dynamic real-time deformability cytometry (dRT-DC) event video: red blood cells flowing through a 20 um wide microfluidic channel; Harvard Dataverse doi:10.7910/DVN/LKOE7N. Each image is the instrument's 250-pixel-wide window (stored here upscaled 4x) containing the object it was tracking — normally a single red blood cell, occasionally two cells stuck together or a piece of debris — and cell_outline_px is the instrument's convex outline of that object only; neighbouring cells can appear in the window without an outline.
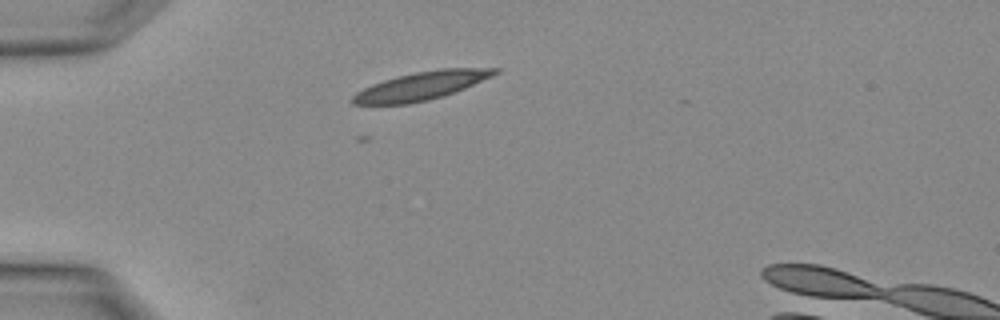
{"species": "Egyptian fruit bat (a non-hibernating species)", "species_latin": "Rousettus aegyptiacus", "temperature_condition": "warm", "stored_images_in_passage": 3, "camera_frame_rate_fps": 3000, "um_per_image_px": 0.085, "animal": {"sex": "female"}, "frame": {"image": 1, "passage_image": 3, "time_ms": 0.667, "image_size_px": [1000, 320], "cell_outline_px": [[500, 72], [492, 76], [464, 88], [444, 96], [428, 100], [408, 104], [352, 104], [352, 96], [356, 92], [372, 84], [396, 76], [416, 72], [440, 68], [500, 68]], "centroid_in_image_um": [35.82, 7.29], "position_along_channel_um": 49.2, "area_um2": 23.24}}